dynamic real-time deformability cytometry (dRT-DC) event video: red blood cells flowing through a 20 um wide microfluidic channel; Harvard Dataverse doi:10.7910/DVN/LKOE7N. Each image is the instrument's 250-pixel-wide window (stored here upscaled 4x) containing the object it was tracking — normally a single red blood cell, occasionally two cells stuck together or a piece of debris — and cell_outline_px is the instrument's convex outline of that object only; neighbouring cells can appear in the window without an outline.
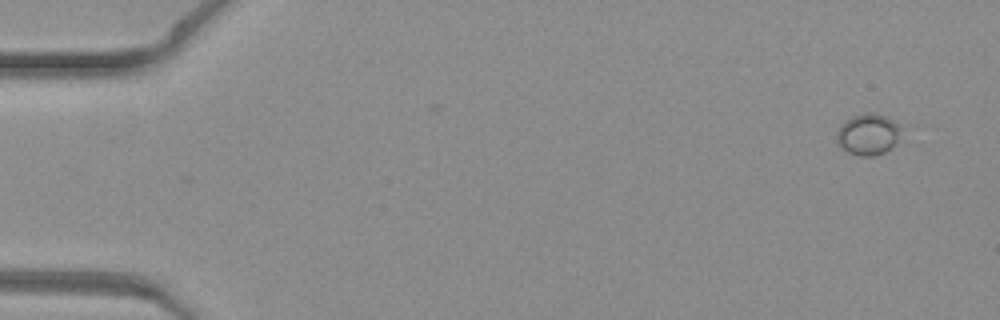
{"species": "common noctule bat (a hibernating species)", "species_latin": "Nyctalus noctula", "temperature_condition": "warm", "stored_images_in_passage": 4, "camera_frame_rate_fps": 3000, "um_per_image_px": 0.085, "animal": {"sex": "female", "body_mass_g": 19.3, "forearm_length_mm": 54.1}, "frame": {"image": 1, "passage_image": 1, "time_ms": 0.0, "image_size_px": [1000, 320], "cell_outline_px": [[900, 128], [896, 140], [884, 152], [876, 156], [860, 156], [848, 152], [840, 148], [836, 140], [836, 132], [844, 120], [852, 116], [864, 112], [872, 112], [888, 116]], "centroid_in_image_um": [73.7, 11.4], "position_along_channel_um": 11.3, "area_um2": 15.43}}